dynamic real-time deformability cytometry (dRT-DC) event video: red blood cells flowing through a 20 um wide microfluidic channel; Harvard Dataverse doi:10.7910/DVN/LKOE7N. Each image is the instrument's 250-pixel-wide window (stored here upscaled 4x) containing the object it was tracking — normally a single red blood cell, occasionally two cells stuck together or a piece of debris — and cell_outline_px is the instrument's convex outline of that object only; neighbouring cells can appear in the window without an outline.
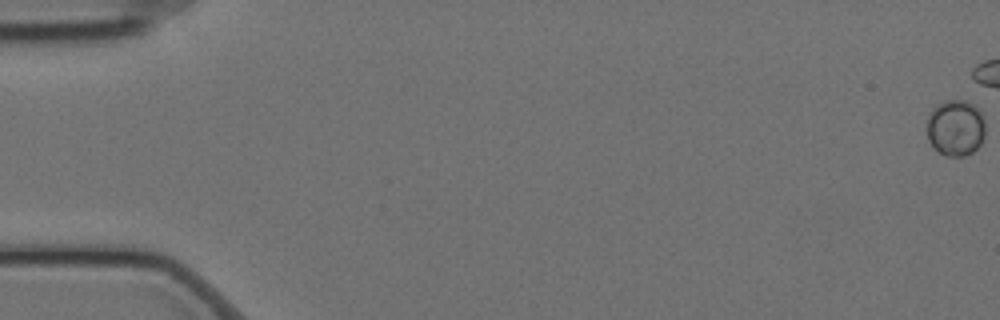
{"species": "Egyptian fruit bat (a non-hibernating species)", "species_latin": "Rousettus aegyptiacus", "temperature_condition": "cold", "stored_images_in_passage": 26, "camera_frame_rate_fps": 3000, "um_per_image_px": 0.085, "animal": {"sex": "female"}, "frame": {"image": 1, "passage_image": 1, "time_ms": 0.0, "image_size_px": [1000, 320], "cell_outline_px": [[984, 136], [980, 144], [972, 152], [964, 156], [944, 156], [928, 140], [928, 112], [936, 104], [944, 100], [968, 100], [984, 116]], "centroid_in_image_um": [81.22, 10.84], "position_along_channel_um": 3.8, "area_um2": 19.19}}